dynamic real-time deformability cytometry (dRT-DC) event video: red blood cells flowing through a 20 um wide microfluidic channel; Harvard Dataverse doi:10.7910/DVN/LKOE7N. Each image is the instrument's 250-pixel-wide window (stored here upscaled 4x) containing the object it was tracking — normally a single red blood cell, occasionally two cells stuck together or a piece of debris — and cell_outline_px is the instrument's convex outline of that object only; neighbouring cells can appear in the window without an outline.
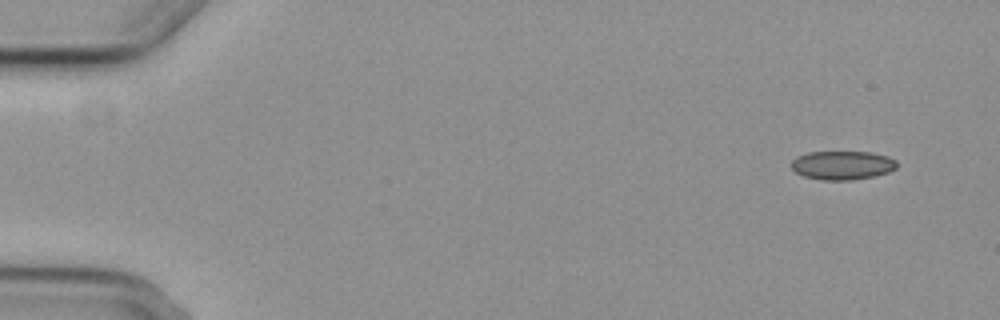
{"species": "common noctule bat (a hibernating species)", "species_latin": "Nyctalus noctula", "temperature_condition": "cold", "stored_images_in_passage": 3, "camera_frame_rate_fps": 3000, "um_per_image_px": 0.085, "animal": {"sex": "female", "body_mass_g": 29.2, "forearm_length_mm": 56.3}, "frame": {"image": 1, "passage_image": 1, "time_ms": 0.0, "image_size_px": [1000, 320], "cell_outline_px": [[896, 168], [888, 172], [872, 176], [852, 180], [820, 180], [804, 176], [796, 172], [792, 168], [792, 160], [796, 156], [808, 152], [872, 152], [888, 156], [896, 160]], "centroid_in_image_um": [71.59, 14.04], "position_along_channel_um": 13.4, "area_um2": 17.69}}